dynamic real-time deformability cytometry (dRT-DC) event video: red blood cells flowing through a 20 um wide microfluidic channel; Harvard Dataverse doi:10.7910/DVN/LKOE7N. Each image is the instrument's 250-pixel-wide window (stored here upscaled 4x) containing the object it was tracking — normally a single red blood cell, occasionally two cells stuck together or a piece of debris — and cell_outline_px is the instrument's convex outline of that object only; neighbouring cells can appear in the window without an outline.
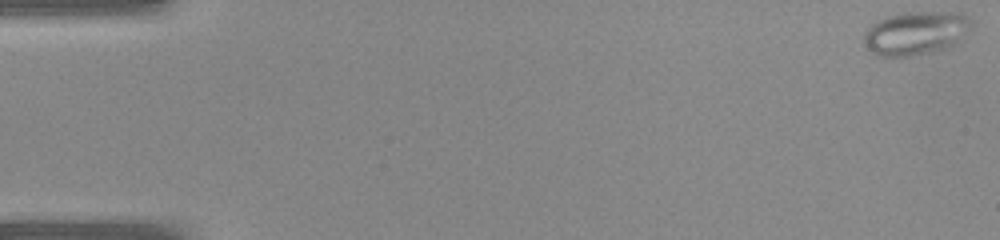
{"species": "common noctule bat (a hibernating species)", "species_latin": "Nyctalus noctula", "temperature_condition": "warm", "stored_images_in_passage": 41, "camera_frame_rate_fps": 3000, "um_per_image_px": 0.085, "animal": {"sex": "female", "body_mass_g": 22.0, "forearm_length_mm": 56.7}, "frame": {"image": 1, "passage_image": 1, "time_ms": 0.0, "image_size_px": [1000, 240], "cell_outline_px": [[972, 24], [952, 44], [944, 48], [928, 52], [908, 56], [880, 56], [872, 52], [868, 48], [864, 40], [864, 32], [872, 24], [888, 16], [908, 12], [960, 12], [968, 16], [972, 20]], "centroid_in_image_um": [77.81, 2.79], "position_along_channel_um": 7.2, "area_um2": 26.53}}
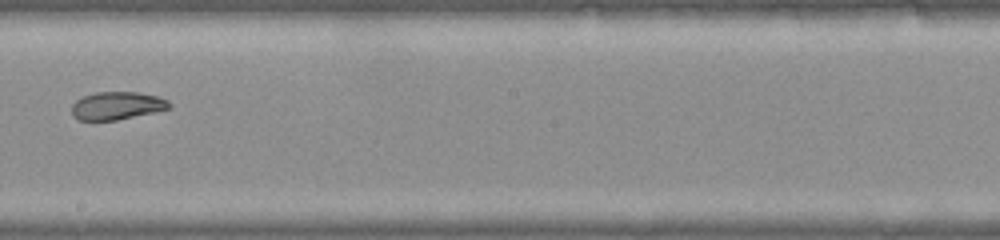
{"frame": {"image": 2, "passage_image": 24, "time_ms": 7.667, "image_size_px": [1000, 240], "cell_outline_px": [[172, 108], [116, 120], [76, 120], [72, 116], [72, 104], [76, 100], [84, 96], [96, 92], [136, 92], [156, 96], [168, 100], [172, 104]], "centroid_in_image_um": [9.93, 8.99], "position_along_channel_um": 238.3, "area_um2": 15.84}}
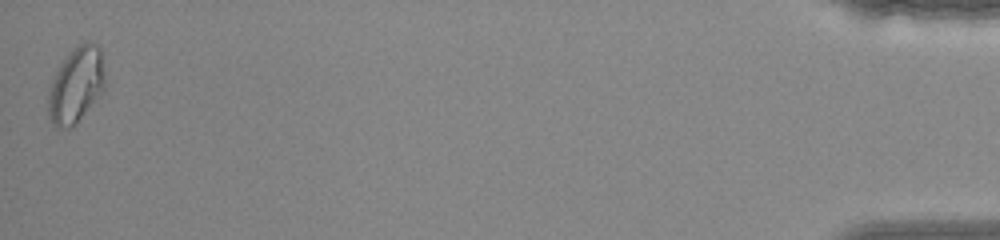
{"frame": {"image": 3, "passage_image": 41, "time_ms": 13.333, "image_size_px": [1000, 240], "cell_outline_px": [[104, 88], [80, 116], [68, 128], [64, 128], [52, 124], [48, 116], [48, 96], [52, 84], [60, 64], [68, 52], [76, 44], [84, 40], [88, 40], [100, 44], [104, 72]], "centroid_in_image_um": [6.47, 7.11], "position_along_channel_um": 428.7, "area_um2": 24.45}}